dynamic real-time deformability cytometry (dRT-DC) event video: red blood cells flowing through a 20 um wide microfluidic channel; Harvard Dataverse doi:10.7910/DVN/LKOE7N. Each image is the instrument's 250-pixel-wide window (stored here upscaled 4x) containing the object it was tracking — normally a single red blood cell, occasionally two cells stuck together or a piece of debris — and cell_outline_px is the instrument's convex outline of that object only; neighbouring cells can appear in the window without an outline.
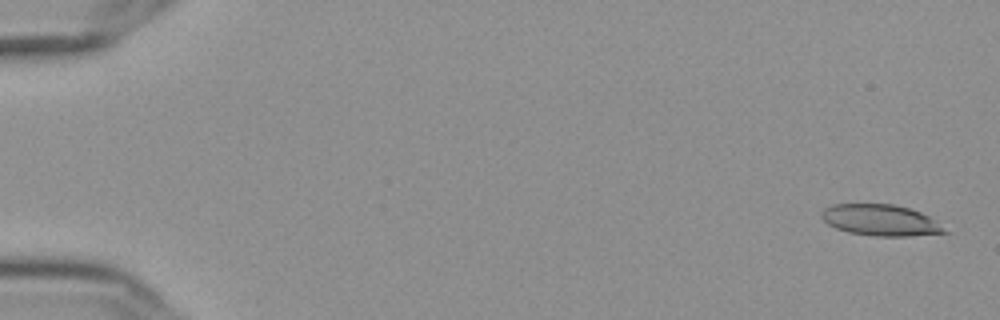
{"species": "Egyptian fruit bat (a non-hibernating species)", "species_latin": "Rousettus aegyptiacus", "temperature_condition": "cold", "stored_images_in_passage": 56, "camera_frame_rate_fps": 3000, "um_per_image_px": 0.085, "frame": {"image": 1, "passage_image": 2, "time_ms": 0.333, "image_size_px": [1000, 320], "cell_outline_px": [[952, 232], [908, 236], [876, 236], [848, 232], [836, 228], [828, 224], [820, 216], [820, 212], [824, 208], [832, 204], [892, 204], [908, 208], [920, 212], [936, 220]], "centroid_in_image_um": [74.86, 18.72], "position_along_channel_um": 10.1, "area_um2": 22.48}}
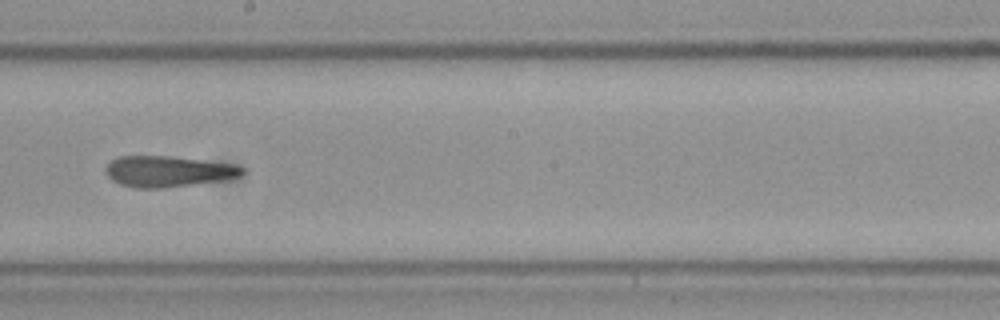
{"frame": {"image": 2, "passage_image": 33, "time_ms": 10.667, "image_size_px": [1000, 320], "cell_outline_px": [[244, 172], [240, 176], [224, 180], [160, 188], [136, 188], [120, 184], [112, 180], [108, 176], [104, 168], [112, 160], [120, 156], [168, 156], [232, 164], [244, 168]], "centroid_in_image_um": [14.26, 14.57], "position_along_channel_um": 233.9, "area_um2": 24.33}}
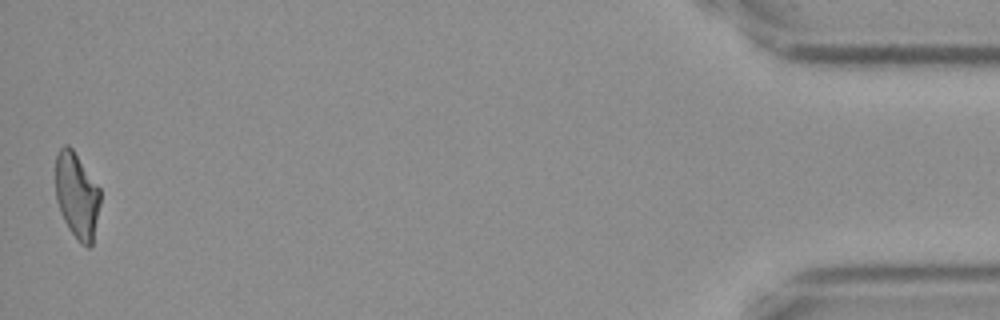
{"frame": {"image": 3, "passage_image": 56, "time_ms": 18.333, "image_size_px": [1000, 320], "cell_outline_px": [[100, 204], [92, 244], [88, 248], [80, 244], [68, 228], [60, 212], [56, 200], [56, 156], [60, 148], [64, 144], [68, 144], [72, 148], [100, 188]], "centroid_in_image_um": [6.53, 16.63], "position_along_channel_um": 428.7, "area_um2": 22.43}, "authors_computed_cell_mechanics": {"area_um2": 23.698, "velocity_mm_per_s": 3.6446, "shape_relaxation_time_tau1_ms": 9.9836, "shape_relaxation_time_tau2_ms": 3.7302, "deformation_change_tau1": 0.2738, "deformation_change_tau2": 0.1559}}